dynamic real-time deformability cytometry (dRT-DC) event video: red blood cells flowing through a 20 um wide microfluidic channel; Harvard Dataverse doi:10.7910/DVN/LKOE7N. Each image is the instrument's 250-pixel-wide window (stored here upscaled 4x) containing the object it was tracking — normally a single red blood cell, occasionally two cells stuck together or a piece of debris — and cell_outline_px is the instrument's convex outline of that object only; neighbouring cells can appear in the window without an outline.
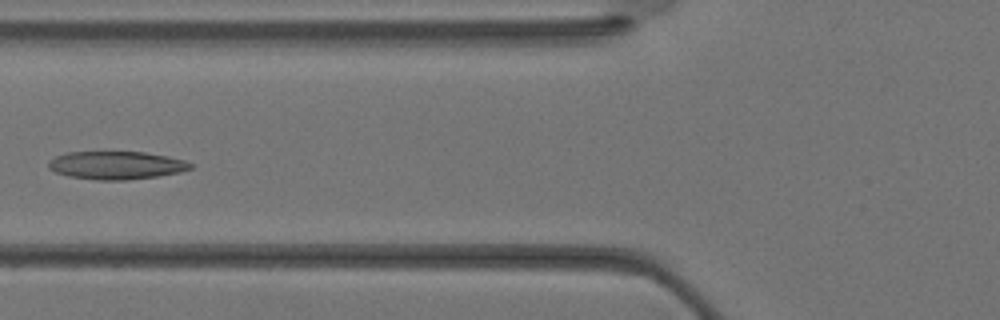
{"species": "Egyptian fruit bat (a non-hibernating species)", "species_latin": "Rousettus aegyptiacus", "temperature_condition": "warm", "stored_images_in_passage": 36, "camera_frame_rate_fps": 3000, "um_per_image_px": 0.085, "animal": {"sex": "female"}, "frame": {"image": 1, "passage_image": 14, "time_ms": 4.333, "image_size_px": [1000, 320], "cell_outline_px": [[196, 164], [192, 168], [180, 172], [156, 176], [128, 180], [96, 180], [68, 176], [56, 172], [48, 168], [48, 160], [56, 156], [68, 152], [144, 152], [168, 156], [184, 160]], "centroid_in_image_um": [9.9, 14.05], "position_along_channel_um": 115.9, "area_um2": 23.29}}
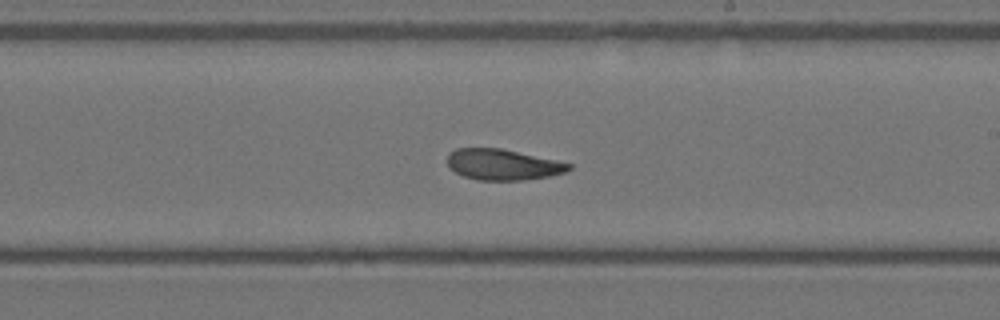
{"frame": {"image": 2, "passage_image": 21, "time_ms": 6.667, "image_size_px": [1000, 320], "cell_outline_px": [[572, 168], [564, 172], [548, 176], [524, 180], [476, 180], [464, 176], [448, 168], [448, 156], [456, 148], [500, 148], [556, 160], [572, 164]], "centroid_in_image_um": [42.73, 13.99], "position_along_channel_um": 246.3, "area_um2": 21.68}}
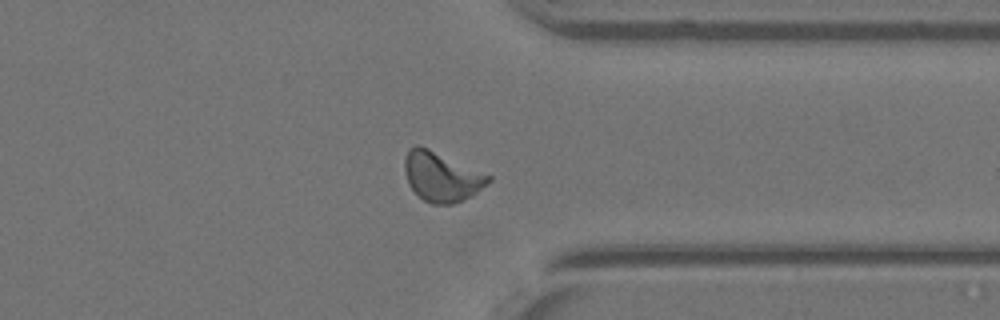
{"frame": {"image": 3, "passage_image": 28, "time_ms": 9.0, "image_size_px": [1000, 320], "cell_outline_px": [[492, 180], [488, 184], [472, 196], [452, 204], [432, 204], [424, 200], [408, 184], [404, 172], [404, 160], [408, 148], [416, 144], [428, 148], [492, 176]], "centroid_in_image_um": [37.53, 15.01], "position_along_channel_um": 373.9, "area_um2": 24.16}}